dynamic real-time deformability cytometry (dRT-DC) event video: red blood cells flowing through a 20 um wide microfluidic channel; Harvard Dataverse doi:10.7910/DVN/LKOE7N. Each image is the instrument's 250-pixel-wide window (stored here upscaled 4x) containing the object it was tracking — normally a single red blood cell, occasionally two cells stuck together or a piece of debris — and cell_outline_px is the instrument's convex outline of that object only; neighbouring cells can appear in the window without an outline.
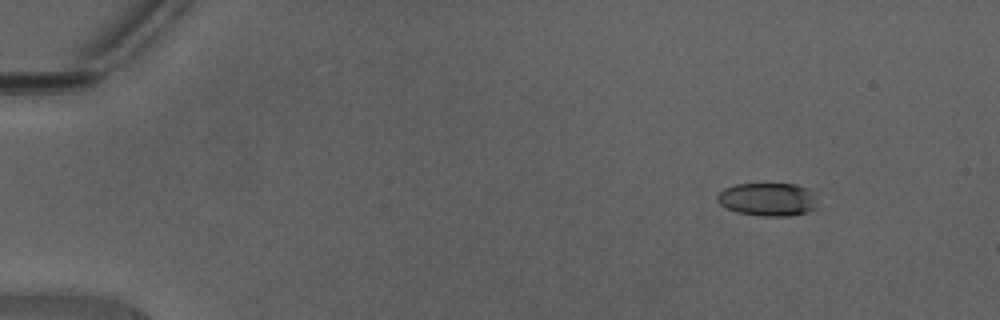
{"species": "Egyptian fruit bat (a non-hibernating species)", "species_latin": "Rousettus aegyptiacus", "temperature_condition": "warm", "stored_images_in_passage": 43, "camera_frame_rate_fps": 3000, "um_per_image_px": 0.085, "animal": {"sex": "male"}, "frame": {"image": 1, "passage_image": 1, "time_ms": 0.0, "image_size_px": [1000, 320], "cell_outline_px": [[816, 208], [808, 212], [788, 216], [764, 216], [736, 212], [720, 204], [716, 200], [716, 196], [724, 188], [736, 184], [796, 184], [808, 188]], "centroid_in_image_um": [65.21, 16.95], "position_along_channel_um": 19.8, "area_um2": 19.13}}
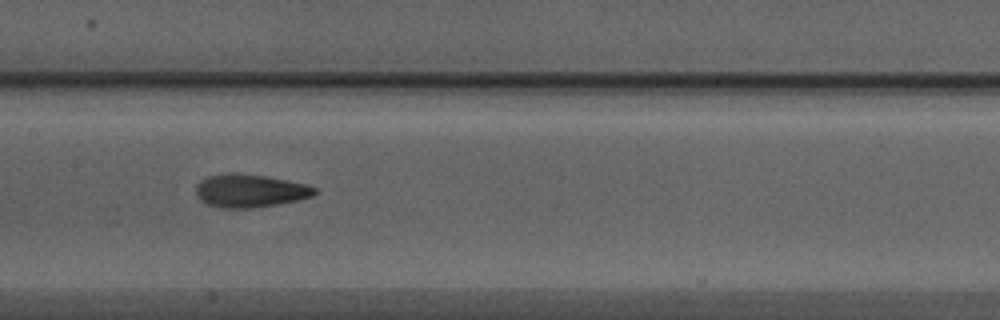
{"frame": {"image": 2, "passage_image": 20, "time_ms": 6.333, "image_size_px": [1000, 320], "cell_outline_px": [[320, 192], [312, 196], [296, 200], [276, 204], [252, 208], [220, 208], [208, 204], [200, 200], [196, 196], [196, 188], [200, 180], [208, 176], [268, 176], [308, 184], [316, 188]], "centroid_in_image_um": [21.31, 16.26], "position_along_channel_um": 186.1, "area_um2": 22.2}}
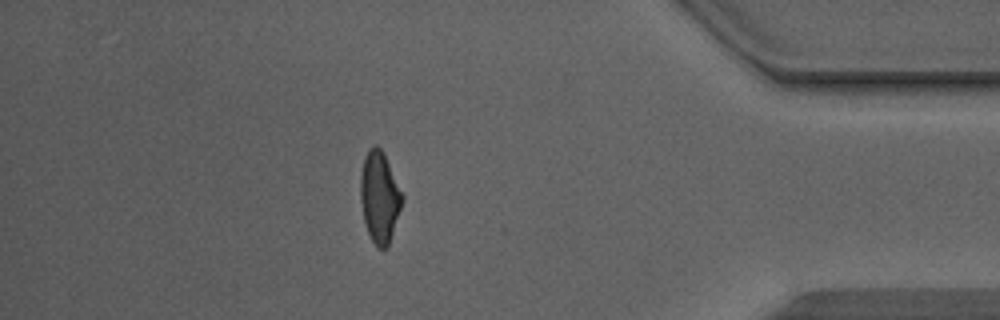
{"frame": {"image": 3, "passage_image": 37, "time_ms": 12.0, "image_size_px": [1000, 320], "cell_outline_px": [[404, 200], [388, 244], [384, 248], [376, 248], [368, 232], [364, 220], [360, 200], [360, 176], [364, 156], [368, 148], [376, 144], [380, 148], [404, 196]], "centroid_in_image_um": [32.24, 16.73], "position_along_channel_um": 403.0, "area_um2": 21.91}, "authors_computed_cell_mechanics": {"area_um2": 21.6172, "velocity_mm_per_s": 4.4574, "shape_relaxation_time_tau1_ms": 4.2316, "shape_relaxation_time_tau2_ms": 1.8325, "deformation_change_tau1": 0.1765, "deformation_change_tau2": 0.1062}}